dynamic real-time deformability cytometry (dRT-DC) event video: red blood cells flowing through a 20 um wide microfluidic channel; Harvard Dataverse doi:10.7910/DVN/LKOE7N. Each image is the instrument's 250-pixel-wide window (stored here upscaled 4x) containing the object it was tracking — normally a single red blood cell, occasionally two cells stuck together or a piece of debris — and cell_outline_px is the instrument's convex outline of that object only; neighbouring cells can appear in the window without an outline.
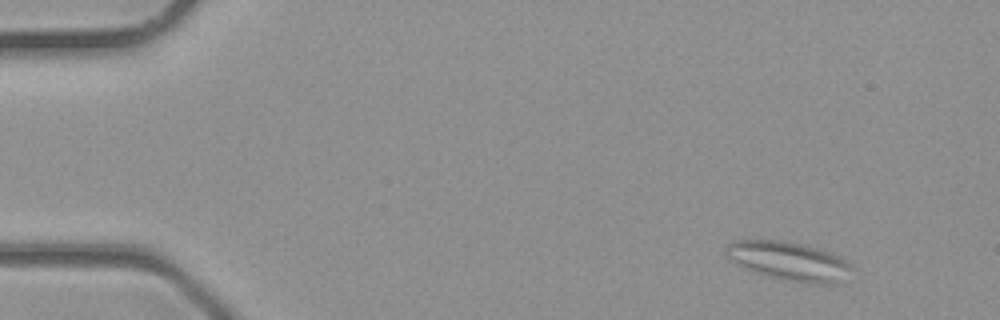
{"species": "common noctule bat (a hibernating species)", "species_latin": "Nyctalus noctula", "temperature_condition": "room temperature", "stored_images_in_passage": 4, "camera_frame_rate_fps": 3000, "um_per_image_px": 0.085, "animal": {"sex": "male", "body_mass_g": 23.1, "forearm_length_mm": 52.7}, "frame": {"image": 1, "passage_image": 1, "time_ms": 0.0, "image_size_px": [1000, 320], "cell_outline_px": [[852, 268], [840, 284], [808, 284], [768, 276], [752, 272], [736, 264], [724, 252], [728, 244], [732, 240], [784, 240], [808, 244], [840, 256]], "centroid_in_image_um": [67.05, 22.19], "position_along_channel_um": 17.9, "area_um2": 28.73}}
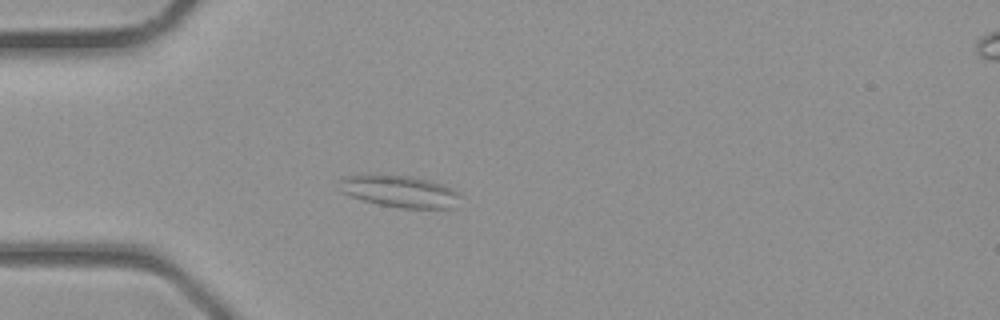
{"frame": {"image": 2, "passage_image": 3, "time_ms": 0.667, "image_size_px": [1000, 320], "cell_outline_px": [[460, 196], [456, 208], [400, 208], [380, 204], [364, 200], [352, 196], [344, 192], [340, 180], [344, 176], [368, 172], [412, 176], [444, 184], [460, 192]], "centroid_in_image_um": [34.01, 16.23], "position_along_channel_um": 51.0, "area_um2": 22.89}}